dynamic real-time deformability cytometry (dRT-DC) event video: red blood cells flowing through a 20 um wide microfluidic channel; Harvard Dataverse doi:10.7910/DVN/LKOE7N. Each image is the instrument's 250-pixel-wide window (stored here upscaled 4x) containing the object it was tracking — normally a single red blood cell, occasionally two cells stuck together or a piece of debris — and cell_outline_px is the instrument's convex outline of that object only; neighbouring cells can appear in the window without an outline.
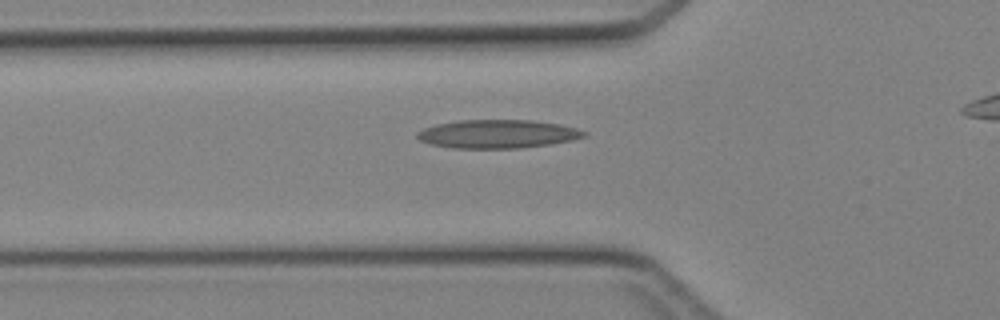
{"species": "Egyptian fruit bat (a non-hibernating species)", "species_latin": "Rousettus aegyptiacus", "temperature_condition": "cold", "stored_images_in_passage": 34, "camera_frame_rate_fps": 3000, "um_per_image_px": 0.085, "animal": {"sex": "female"}, "frame": {"image": 1, "passage_image": 10, "time_ms": 3.0, "image_size_px": [1000, 320], "cell_outline_px": [[588, 136], [572, 140], [548, 144], [520, 148], [452, 148], [428, 144], [420, 140], [416, 136], [416, 132], [424, 128], [436, 124], [456, 120], [532, 120], [560, 124], [576, 128], [588, 132]], "centroid_in_image_um": [42.28, 11.38], "position_along_channel_um": 83.5, "area_um2": 27.86}}
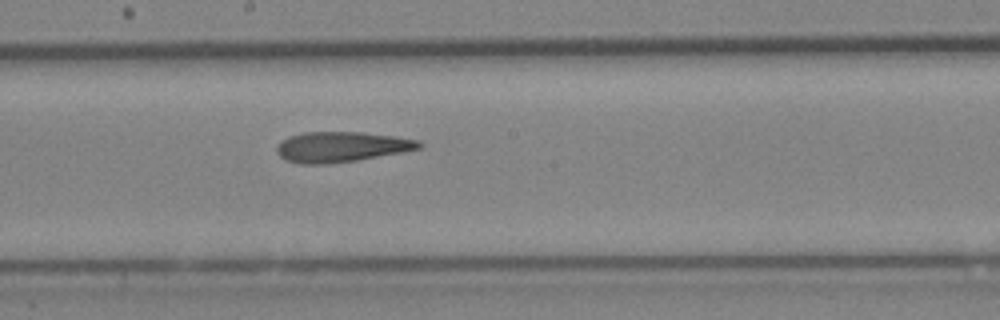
{"frame": {"image": 2, "passage_image": 19, "time_ms": 6.0, "image_size_px": [1000, 320], "cell_outline_px": [[424, 148], [404, 152], [356, 160], [328, 164], [300, 164], [284, 160], [276, 152], [276, 148], [280, 140], [288, 136], [304, 132], [360, 132], [392, 136], [420, 140], [424, 144]], "centroid_in_image_um": [29.01, 12.49], "position_along_channel_um": 219.2, "area_um2": 25.43}}
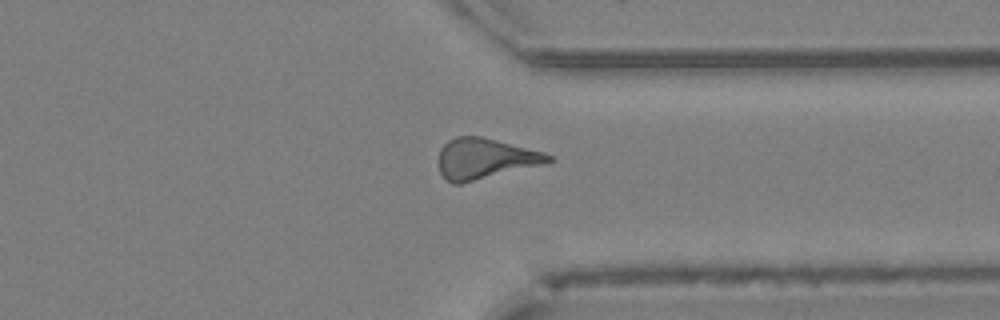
{"frame": {"image": 3, "passage_image": 29, "time_ms": 9.333, "image_size_px": [1000, 320], "cell_outline_px": [[556, 160], [544, 164], [460, 184], [452, 184], [444, 180], [440, 172], [436, 160], [440, 148], [448, 140], [456, 136], [480, 136], [544, 152], [552, 156]], "centroid_in_image_um": [41.17, 13.49], "position_along_channel_um": 370.2, "area_um2": 26.3}}